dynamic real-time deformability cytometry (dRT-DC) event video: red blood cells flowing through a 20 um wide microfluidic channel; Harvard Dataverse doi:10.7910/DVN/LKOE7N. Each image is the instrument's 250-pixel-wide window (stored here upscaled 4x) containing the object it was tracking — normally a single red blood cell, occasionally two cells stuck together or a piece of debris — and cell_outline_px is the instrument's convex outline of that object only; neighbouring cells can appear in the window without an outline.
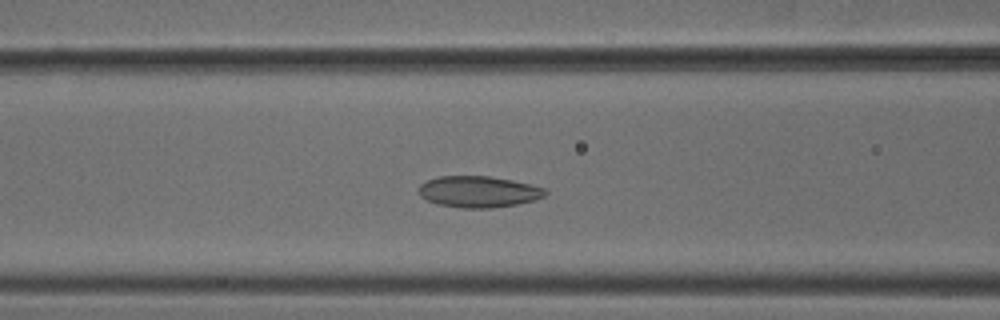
{"species": "common noctule bat (a hibernating species)", "species_latin": "Nyctalus noctula", "temperature_condition": "cold", "stored_images_in_passage": 43, "camera_frame_rate_fps": 3000, "um_per_image_px": 0.085, "animal": {"sex": "male", "body_mass_g": 18.8}, "frame": {"image": 1, "passage_image": 16, "time_ms": 5.0, "image_size_px": [1000, 320], "cell_outline_px": [[548, 192], [544, 196], [536, 200], [516, 204], [492, 208], [460, 208], [436, 204], [420, 196], [420, 184], [428, 180], [440, 176], [488, 176], [512, 180], [544, 188]], "centroid_in_image_um": [40.68, 16.3], "position_along_channel_um": 125.9, "area_um2": 23.0}}
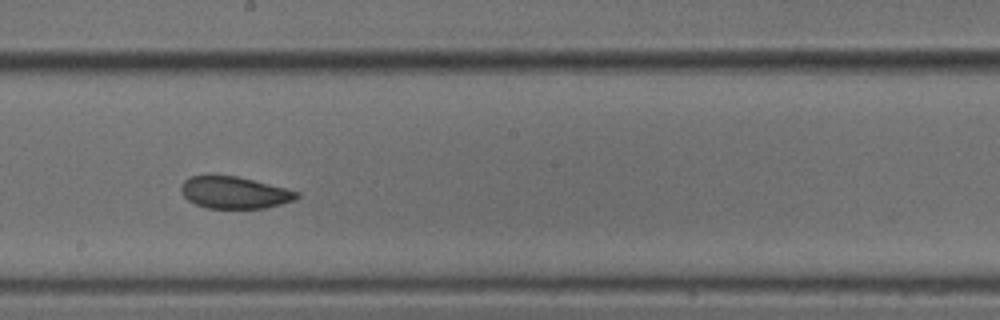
{"frame": {"image": 2, "passage_image": 24, "time_ms": 7.667, "image_size_px": [1000, 320], "cell_outline_px": [[300, 196], [296, 200], [264, 208], [208, 208], [196, 204], [188, 200], [180, 192], [180, 184], [188, 176], [208, 172], [236, 176], [300, 192]], "centroid_in_image_um": [19.84, 16.32], "position_along_channel_um": 228.4, "area_um2": 22.08}}
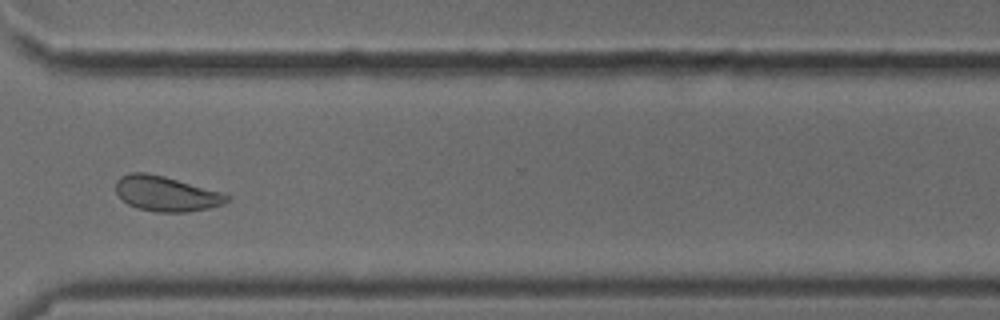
{"frame": {"image": 3, "passage_image": 34, "time_ms": 11.0, "image_size_px": [1000, 320], "cell_outline_px": [[228, 200], [224, 204], [208, 208], [188, 212], [156, 212], [136, 208], [128, 204], [116, 192], [116, 180], [120, 176], [128, 172], [144, 172], [164, 176], [220, 192], [228, 196]], "centroid_in_image_um": [14.07, 16.46], "position_along_channel_um": 356.5, "area_um2": 22.54}, "authors_computed_cell_mechanics": {"area_um2": 22.6576, "velocity_mm_per_s": 3.8388, "shape_relaxation_time_tau1_ms": null, "shape_relaxation_time_tau2_ms": 2.8159, "deformation_change_tau1": null, "deformation_change_tau2": 0.0728}}